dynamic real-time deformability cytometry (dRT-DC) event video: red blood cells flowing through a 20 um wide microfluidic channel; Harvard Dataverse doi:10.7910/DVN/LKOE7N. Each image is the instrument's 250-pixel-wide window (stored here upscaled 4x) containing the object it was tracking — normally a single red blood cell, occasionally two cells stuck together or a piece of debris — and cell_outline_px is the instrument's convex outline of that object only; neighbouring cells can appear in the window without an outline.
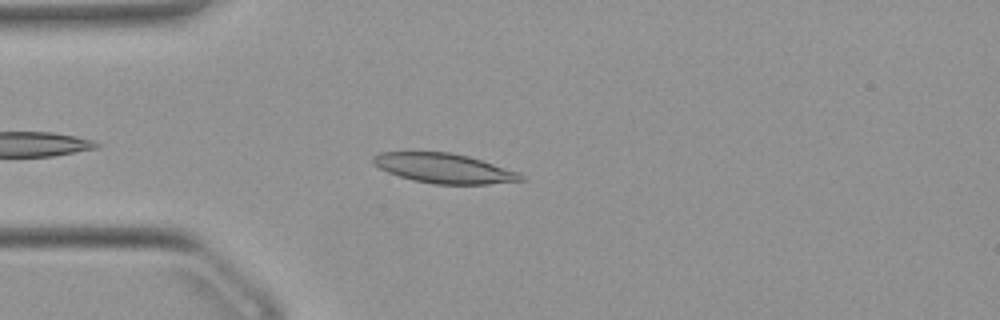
{"species": "Egyptian fruit bat (a non-hibernating species)", "species_latin": "Rousettus aegyptiacus", "temperature_condition": "warm", "stored_images_in_passage": 39, "camera_frame_rate_fps": 3000, "um_per_image_px": 0.085, "animal": {"sex": "female"}, "frame": {"image": 1, "passage_image": 4, "time_ms": 1.0, "image_size_px": [1000, 320], "cell_outline_px": [[524, 180], [488, 184], [432, 184], [412, 180], [388, 172], [372, 164], [372, 156], [380, 152], [448, 152], [468, 156], [520, 172], [524, 176]], "centroid_in_image_um": [37.73, 14.31], "position_along_channel_um": 47.3, "area_um2": 25.55}}
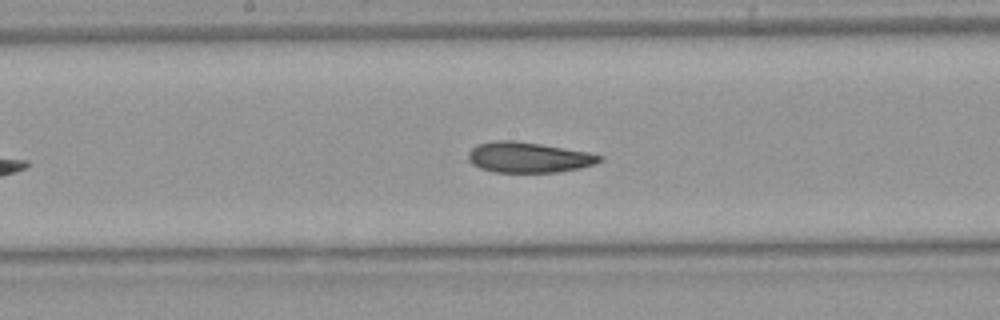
{"frame": {"image": 2, "passage_image": 17, "time_ms": 5.333, "image_size_px": [1000, 320], "cell_outline_px": [[604, 160], [596, 164], [580, 168], [560, 172], [492, 172], [480, 168], [472, 164], [468, 160], [468, 152], [476, 144], [496, 140], [516, 140], [588, 152], [604, 156]], "centroid_in_image_um": [44.93, 13.38], "position_along_channel_um": 203.3, "area_um2": 23.58}}
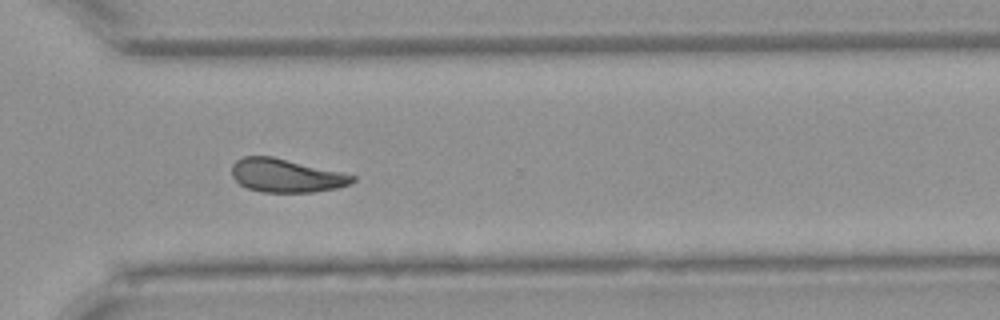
{"frame": {"image": 3, "passage_image": 28, "time_ms": 9.0, "image_size_px": [1000, 320], "cell_outline_px": [[356, 180], [348, 184], [336, 188], [312, 192], [260, 192], [248, 188], [240, 184], [232, 176], [232, 164], [236, 160], [244, 156], [272, 156], [340, 172], [356, 176]], "centroid_in_image_um": [24.28, 14.92], "position_along_channel_um": 346.3, "area_um2": 23.29}, "authors_computed_cell_mechanics": {"area_um2": 23.7558, "velocity_mm_per_s": 3.9073, "shape_relaxation_time_tau1_ms": 10.2381, "shape_relaxation_time_tau2_ms": 5.6732, "deformation_change_tau1": 0.2166, "deformation_change_tau2": 0.1126}}